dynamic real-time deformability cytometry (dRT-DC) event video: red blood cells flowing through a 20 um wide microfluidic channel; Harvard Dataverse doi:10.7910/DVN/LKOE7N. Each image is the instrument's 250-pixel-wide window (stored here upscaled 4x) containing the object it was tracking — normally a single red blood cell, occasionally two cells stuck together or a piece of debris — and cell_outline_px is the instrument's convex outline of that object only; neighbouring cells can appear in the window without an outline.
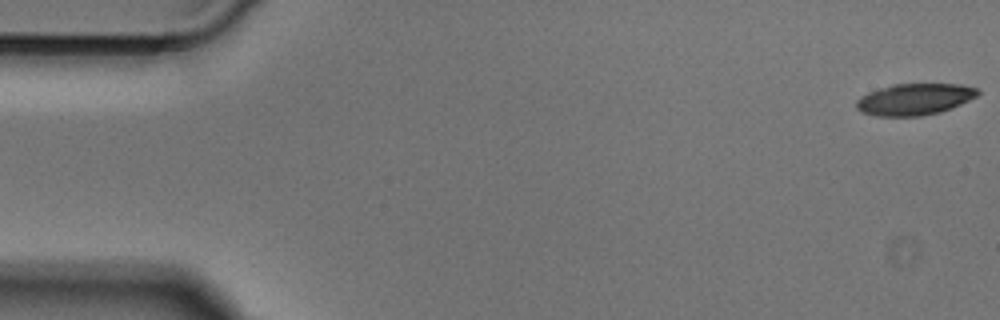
{"species": "Egyptian fruit bat (a non-hibernating species)", "species_latin": "Rousettus aegyptiacus", "temperature_condition": "cold", "stored_images_in_passage": 49, "camera_frame_rate_fps": 3000, "um_per_image_px": 0.085, "animal": {"sex": "male"}, "frame": {"image": 1, "passage_image": 1, "time_ms": 0.0, "image_size_px": [1000, 320], "cell_outline_px": [[980, 92], [976, 96], [952, 108], [940, 112], [920, 116], [876, 116], [860, 112], [856, 108], [856, 100], [860, 96], [868, 92], [892, 84], [960, 84], [976, 88]], "centroid_in_image_um": [77.69, 8.44], "position_along_channel_um": 7.3, "area_um2": 22.31}}
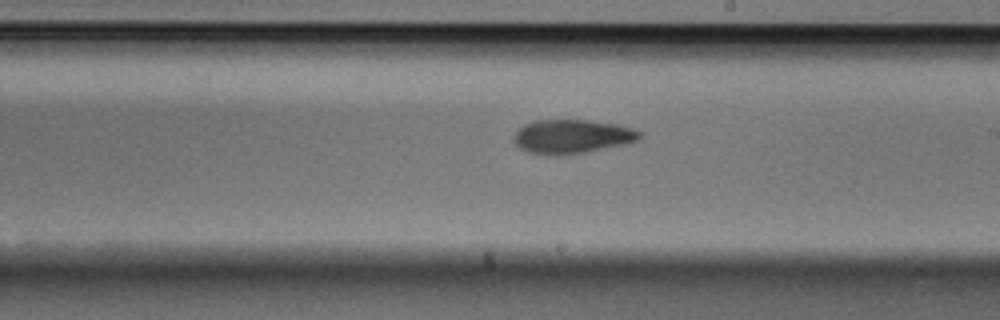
{"frame": {"image": 2, "passage_image": 28, "time_ms": 9.0, "image_size_px": [1000, 320], "cell_outline_px": [[644, 136], [640, 140], [624, 144], [584, 152], [556, 156], [548, 156], [528, 152], [520, 148], [512, 140], [512, 136], [524, 124], [536, 120], [588, 120], [616, 124], [632, 128], [640, 132]], "centroid_in_image_um": [48.6, 11.61], "position_along_channel_um": 240.4, "area_um2": 25.03}}
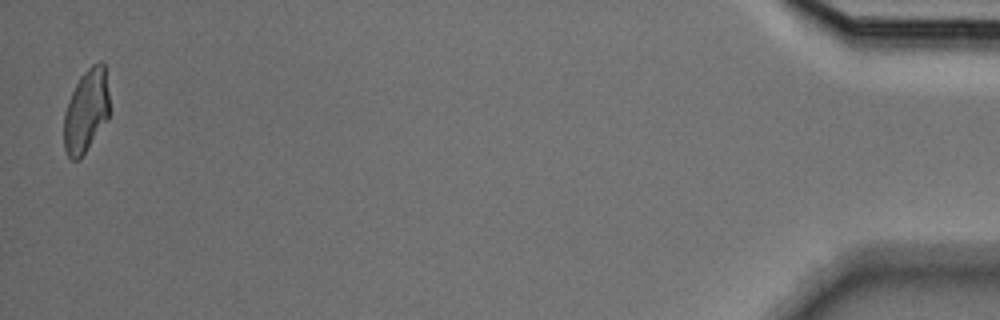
{"frame": {"image": 3, "passage_image": 49, "time_ms": 16.0, "image_size_px": [1000, 320], "cell_outline_px": [[108, 120], [80, 160], [72, 160], [68, 156], [64, 148], [64, 112], [68, 100], [80, 76], [92, 64], [100, 60], [104, 64], [108, 92]], "centroid_in_image_um": [7.31, 9.45], "position_along_channel_um": 427.9, "area_um2": 22.14}}